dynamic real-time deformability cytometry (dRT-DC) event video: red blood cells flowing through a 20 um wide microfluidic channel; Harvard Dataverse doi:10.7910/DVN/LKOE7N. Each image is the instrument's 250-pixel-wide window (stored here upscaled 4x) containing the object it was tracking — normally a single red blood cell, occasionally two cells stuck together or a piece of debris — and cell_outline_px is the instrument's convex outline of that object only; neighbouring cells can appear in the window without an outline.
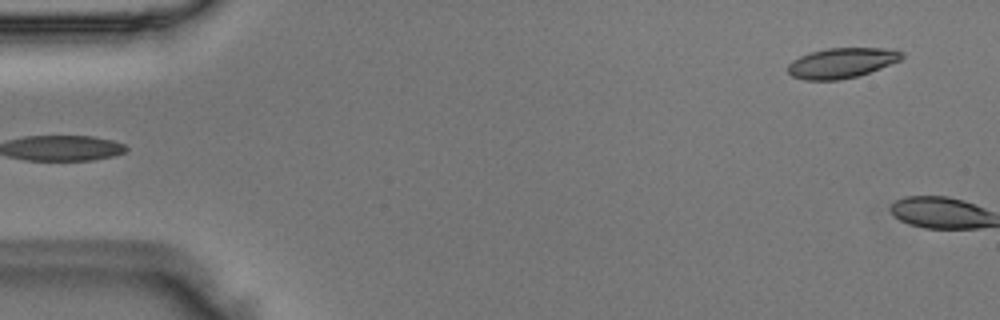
{"species": "Egyptian fruit bat (a non-hibernating species)", "species_latin": "Rousettus aegyptiacus", "temperature_condition": "room temperature", "stored_images_in_passage": 4, "segment_of_instrument_passage": [2, 2], "camera_frame_rate_fps": 3000, "um_per_image_px": 0.085, "animal": {"sex": "male"}, "frame": {"image": 1, "passage_image": 4, "time_ms": 1.0, "image_size_px": [1000, 320], "cell_outline_px": [[904, 56], [900, 60], [880, 68], [856, 76], [840, 80], [804, 80], [792, 76], [788, 72], [788, 64], [792, 60], [800, 56], [812, 52], [828, 48], [896, 48], [904, 52]], "centroid_in_image_um": [71.56, 5.34], "position_along_channel_um": 13.4, "area_um2": 20.06}}